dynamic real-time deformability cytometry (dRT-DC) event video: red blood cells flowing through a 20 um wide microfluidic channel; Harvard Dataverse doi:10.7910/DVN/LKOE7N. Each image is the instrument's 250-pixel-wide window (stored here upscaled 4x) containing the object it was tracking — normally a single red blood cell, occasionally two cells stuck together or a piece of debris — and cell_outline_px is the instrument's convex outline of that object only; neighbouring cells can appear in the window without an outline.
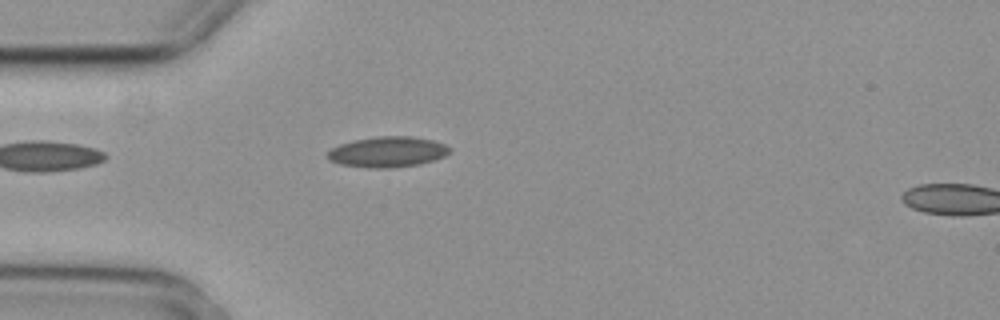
{"species": "common noctule bat (a hibernating species)", "species_latin": "Nyctalus noctula", "temperature_condition": "cold", "stored_images_in_passage": 3, "segment_of_instrument_passage": [1, 2], "camera_frame_rate_fps": 3000, "um_per_image_px": 0.085, "animal": {"sex": "female", "body_mass_g": 29.2, "forearm_length_mm": 56.3}, "frame": {"image": 1, "passage_image": 2, "time_ms": 0.333, "image_size_px": [1000, 320], "cell_outline_px": [[452, 148], [444, 156], [420, 164], [388, 168], [368, 168], [340, 164], [328, 160], [324, 156], [324, 152], [340, 144], [352, 140], [376, 136], [412, 136], [432, 140], [444, 144]], "centroid_in_image_um": [32.87, 12.91], "position_along_channel_um": 52.1, "area_um2": 21.96}}